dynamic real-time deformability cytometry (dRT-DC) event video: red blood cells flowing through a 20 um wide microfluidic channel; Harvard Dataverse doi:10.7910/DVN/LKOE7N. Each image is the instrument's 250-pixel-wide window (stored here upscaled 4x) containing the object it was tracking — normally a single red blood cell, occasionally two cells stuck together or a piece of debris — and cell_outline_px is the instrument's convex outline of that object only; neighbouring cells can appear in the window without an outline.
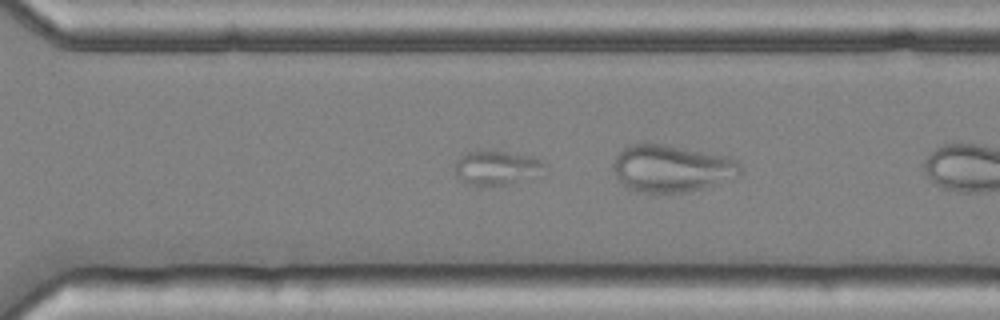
{"species": "common noctule bat (a hibernating species)", "species_latin": "Nyctalus noctula", "temperature_condition": "cold", "stored_images_in_passage": 23, "camera_frame_rate_fps": 3000, "um_per_image_px": 0.085, "animal": {"sex": "female", "body_mass_g": 25.1}, "frame": {"image": 1, "passage_image": 20, "time_ms": 6.333, "image_size_px": [1000, 320], "cell_outline_px": [[544, 176], [508, 184], [464, 184], [456, 176], [456, 160], [460, 156], [468, 152], [480, 148], [488, 148], [532, 156], [540, 160], [544, 164]], "centroid_in_image_um": [42.25, 14.22], "position_along_channel_um": 328.3, "area_um2": 18.55}}